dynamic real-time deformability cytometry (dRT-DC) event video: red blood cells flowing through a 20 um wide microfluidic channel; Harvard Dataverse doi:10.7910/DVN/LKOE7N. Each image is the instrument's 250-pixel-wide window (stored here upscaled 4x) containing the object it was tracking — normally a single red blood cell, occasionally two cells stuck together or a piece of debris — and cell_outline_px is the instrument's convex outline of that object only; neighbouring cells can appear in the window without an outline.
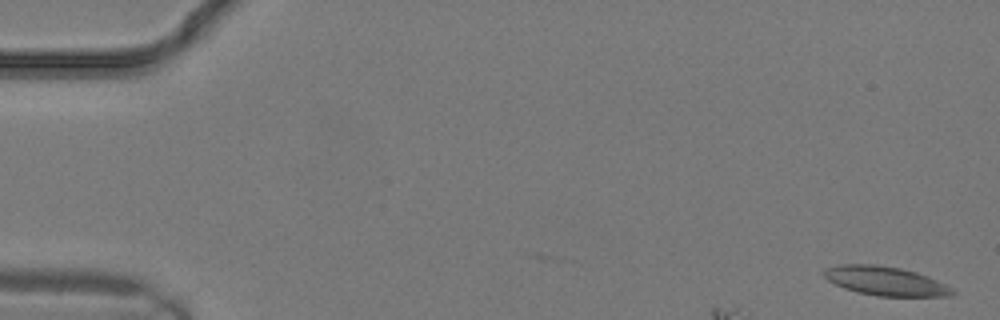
{"species": "common noctule bat (a hibernating species)", "species_latin": "Nyctalus noctula", "temperature_condition": "warm", "stored_images_in_passage": 6, "camera_frame_rate_fps": 3000, "um_per_image_px": 0.085, "animal": {"sex": "male", "body_mass_g": 19.2, "forearm_length_mm": 51.8}, "frame": {"image": 1, "passage_image": 1, "time_ms": 0.0, "image_size_px": [1000, 320], "cell_outline_px": [[956, 292], [952, 296], [876, 296], [844, 288], [828, 280], [824, 276], [824, 268], [840, 264], [876, 264], [900, 268], [916, 272], [928, 276], [952, 288]], "centroid_in_image_um": [75.27, 23.88], "position_along_channel_um": 9.7, "area_um2": 21.62}}